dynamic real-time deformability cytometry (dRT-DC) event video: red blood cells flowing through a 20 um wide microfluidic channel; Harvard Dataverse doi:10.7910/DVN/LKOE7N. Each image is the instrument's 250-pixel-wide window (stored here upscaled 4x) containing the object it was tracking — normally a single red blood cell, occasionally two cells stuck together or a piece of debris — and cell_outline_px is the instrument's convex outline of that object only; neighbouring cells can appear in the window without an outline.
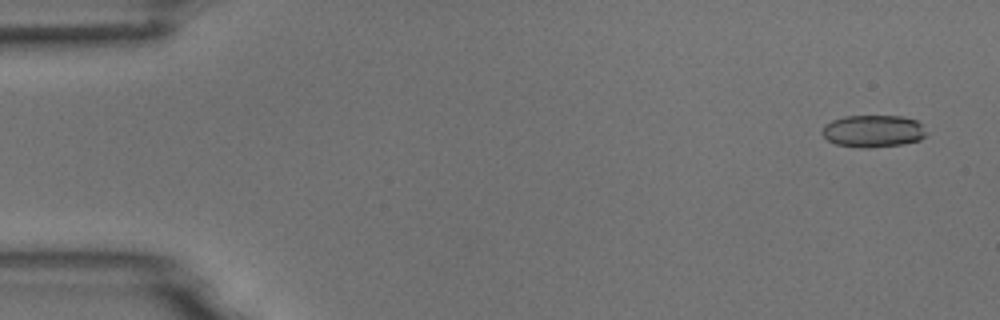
{"species": "common noctule bat (a hibernating species)", "species_latin": "Nyctalus noctula", "temperature_condition": "room temperature", "stored_images_in_passage": 55, "camera_frame_rate_fps": 3000, "um_per_image_px": 0.085, "animal": {"sex": "male", "body_mass_g": 18.8}, "frame": {"image": 1, "passage_image": 3, "time_ms": 0.667, "image_size_px": [1000, 320], "cell_outline_px": [[924, 136], [920, 140], [900, 144], [868, 148], [860, 148], [836, 144], [828, 140], [820, 132], [824, 124], [832, 120], [844, 116], [900, 116], [916, 120], [920, 124], [924, 132]], "centroid_in_image_um": [74.14, 11.14], "position_along_channel_um": 10.9, "area_um2": 19.42}}
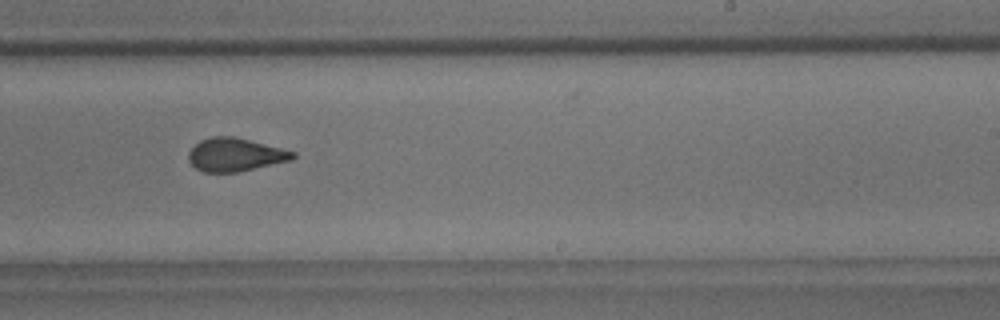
{"frame": {"image": 2, "passage_image": 34, "time_ms": 11.0, "image_size_px": [1000, 320], "cell_outline_px": [[296, 156], [292, 160], [236, 172], [204, 172], [196, 168], [188, 160], [188, 152], [200, 140], [212, 136], [232, 136], [296, 152]], "centroid_in_image_um": [19.97, 13.15], "position_along_channel_um": 269.0, "area_um2": 19.94}}
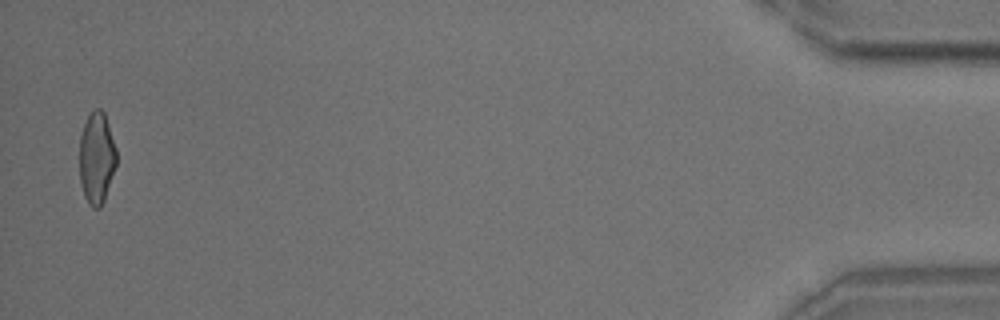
{"frame": {"image": 3, "passage_image": 54, "time_ms": 17.667, "image_size_px": [1000, 320], "cell_outline_px": [[116, 164], [104, 200], [100, 208], [92, 208], [88, 204], [84, 196], [80, 180], [80, 136], [84, 124], [88, 116], [96, 108], [100, 108], [104, 112], [116, 148]], "centroid_in_image_um": [8.21, 13.44], "position_along_channel_um": 427.0, "area_um2": 19.59}, "authors_computed_cell_mechanics": {"area_um2": 20.6924, "velocity_mm_per_s": 3.7046, "shape_relaxation_time_tau1_ms": 4.3289, "shape_relaxation_time_tau2_ms": 1.2652, "deformation_change_tau1": 0.1244, "deformation_change_tau2": 0.0595}}